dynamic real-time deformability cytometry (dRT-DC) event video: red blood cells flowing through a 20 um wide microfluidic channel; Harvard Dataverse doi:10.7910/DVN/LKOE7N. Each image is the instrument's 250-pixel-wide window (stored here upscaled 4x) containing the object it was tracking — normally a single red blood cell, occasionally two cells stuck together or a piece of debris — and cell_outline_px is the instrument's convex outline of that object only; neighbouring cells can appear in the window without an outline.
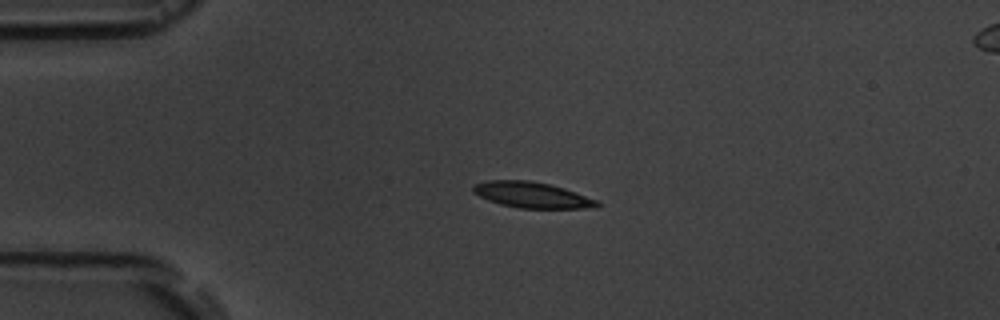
{"species": "common noctule bat (a hibernating species)", "species_latin": "Nyctalus noctula", "temperature_condition": "room temperature", "stored_images_in_passage": 5, "camera_frame_rate_fps": 3000, "um_per_image_px": 0.085, "animal": {"sex": "male", "body_mass_g": 19.5, "forearm_length_mm": 54.6}, "frame": {"image": 1, "passage_image": 3, "time_ms": 2.333, "image_size_px": [1000, 320], "cell_outline_px": [[600, 204], [584, 208], [520, 208], [500, 204], [488, 200], [472, 192], [472, 188], [476, 184], [488, 180], [532, 180], [564, 188], [600, 200]], "centroid_in_image_um": [45.21, 16.56], "position_along_channel_um": 39.8, "area_um2": 18.55}}
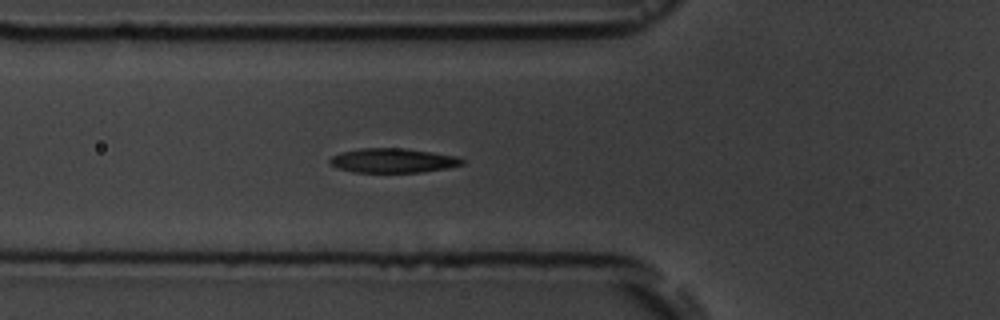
{"frame": {"image": 2, "passage_image": 5, "time_ms": 4.667, "image_size_px": [1000, 320], "cell_outline_px": [[464, 164], [448, 168], [420, 172], [352, 172], [336, 168], [328, 164], [328, 160], [332, 156], [340, 152], [360, 148], [404, 148], [432, 152], [456, 156], [464, 160]], "centroid_in_image_um": [33.35, 13.64], "position_along_channel_um": 92.5, "area_um2": 18.96}}